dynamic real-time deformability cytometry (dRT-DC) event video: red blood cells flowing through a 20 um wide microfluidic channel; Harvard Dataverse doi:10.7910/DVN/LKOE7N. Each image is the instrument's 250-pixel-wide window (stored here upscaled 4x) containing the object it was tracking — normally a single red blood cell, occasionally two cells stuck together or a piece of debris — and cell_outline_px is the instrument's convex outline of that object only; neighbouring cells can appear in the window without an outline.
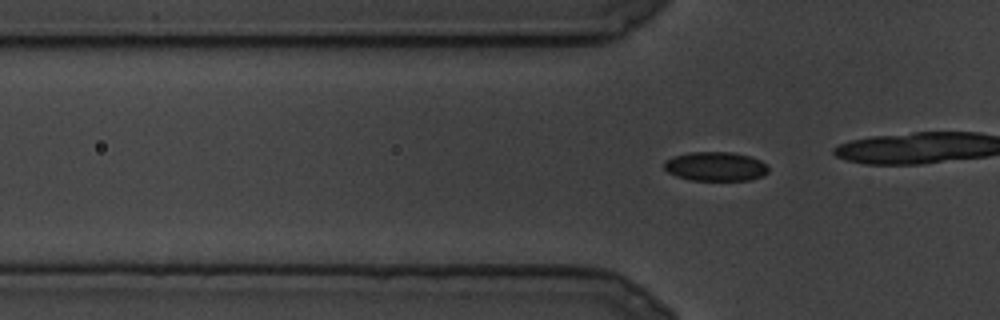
{"species": "common noctule bat (a hibernating species)", "species_latin": "Nyctalus noctula", "temperature_condition": "cold", "stored_images_in_passage": 82, "camera_frame_rate_fps": 3000, "um_per_image_px": 0.085, "animal": {"sex": "male", "body_mass_g": 19.5, "forearm_length_mm": 54.6}, "frame": {"image": 1, "passage_image": 34, "time_ms": 11.0, "image_size_px": [1000, 320], "cell_outline_px": [[768, 172], [764, 176], [752, 180], [692, 180], [676, 176], [668, 172], [664, 168], [664, 160], [672, 156], [688, 152], [732, 152], [752, 156], [768, 164]], "centroid_in_image_um": [60.85, 14.14], "position_along_channel_um": 65.0, "area_um2": 18.03}}
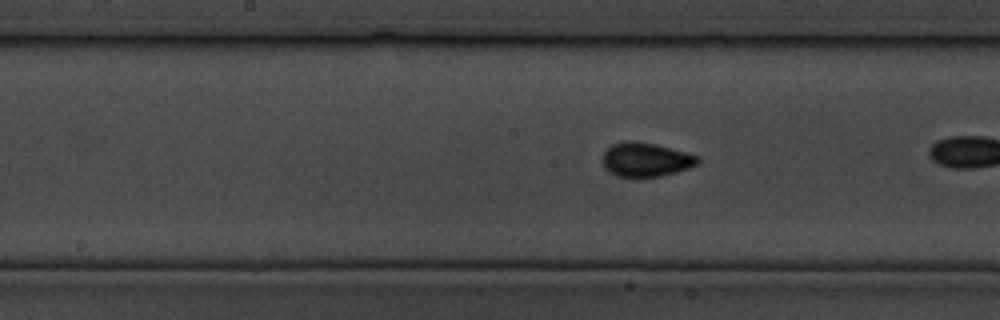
{"frame": {"image": 2, "passage_image": 54, "time_ms": 17.667, "image_size_px": [1000, 320], "cell_outline_px": [[700, 160], [696, 164], [688, 168], [676, 172], [660, 176], [616, 176], [608, 172], [604, 168], [604, 152], [612, 144], [624, 140], [632, 140], [656, 144], [700, 156]], "centroid_in_image_um": [54.89, 13.55], "position_along_channel_um": 193.3, "area_um2": 18.79}}
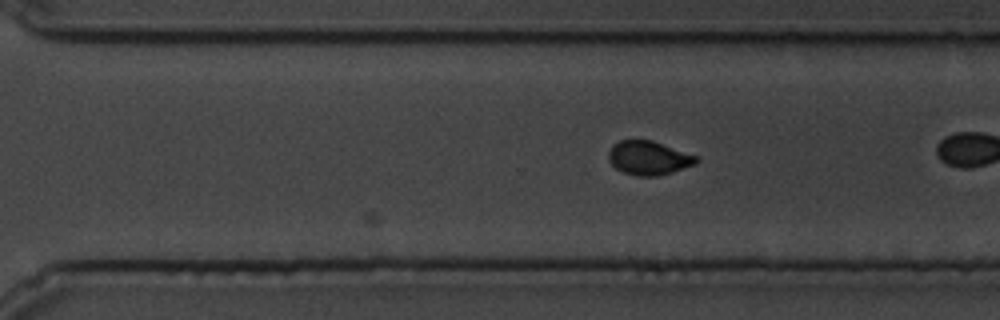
{"frame": {"image": 3, "passage_image": 73, "time_ms": 24.0, "image_size_px": [1000, 320], "cell_outline_px": [[700, 160], [696, 164], [672, 172], [656, 176], [636, 176], [624, 172], [616, 168], [608, 160], [608, 152], [612, 144], [620, 140], [652, 140], [696, 156]], "centroid_in_image_um": [55.11, 13.42], "position_along_channel_um": 315.5, "area_um2": 17.28}}